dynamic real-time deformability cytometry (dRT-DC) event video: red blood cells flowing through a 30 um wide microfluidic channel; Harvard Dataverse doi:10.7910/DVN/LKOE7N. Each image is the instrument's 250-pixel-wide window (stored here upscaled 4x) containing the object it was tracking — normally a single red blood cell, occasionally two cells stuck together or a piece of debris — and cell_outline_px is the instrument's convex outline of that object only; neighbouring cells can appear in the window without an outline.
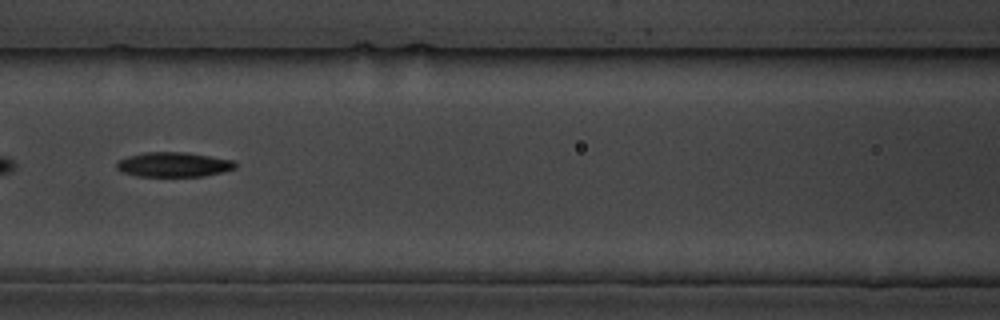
{"species": "common noctule bat (a hibernating species)", "species_latin": "Nyctalus noctula", "temperature_condition": "cold", "stored_images_in_passage": 8, "camera_frame_rate_fps": 3000, "um_per_image_px": 0.085, "animal": {"sex": "male", "body_mass_g": 19.5, "forearm_length_mm": 54.6}, "frame": {"image": 1, "passage_image": 6, "time_ms": 5.667, "image_size_px": [1000, 320], "cell_outline_px": [[236, 168], [224, 172], [204, 176], [136, 176], [120, 172], [116, 168], [116, 164], [120, 160], [128, 156], [144, 152], [188, 152], [236, 160]], "centroid_in_image_um": [14.79, 13.98], "position_along_channel_um": 151.8, "area_um2": 17.34}}
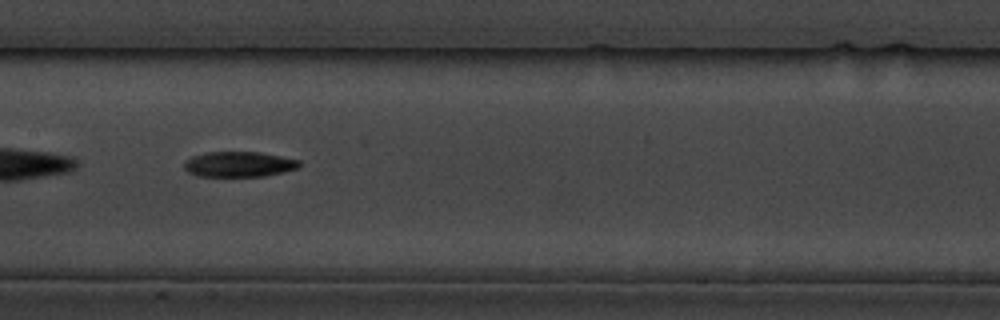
{"frame": {"image": 2, "passage_image": 7, "time_ms": 6.667, "image_size_px": [1000, 320], "cell_outline_px": [[300, 168], [284, 172], [264, 176], [196, 176], [188, 172], [184, 168], [184, 160], [192, 156], [208, 152], [260, 152], [300, 160]], "centroid_in_image_um": [20.31, 13.96], "position_along_channel_um": 187.1, "area_um2": 17.11}}